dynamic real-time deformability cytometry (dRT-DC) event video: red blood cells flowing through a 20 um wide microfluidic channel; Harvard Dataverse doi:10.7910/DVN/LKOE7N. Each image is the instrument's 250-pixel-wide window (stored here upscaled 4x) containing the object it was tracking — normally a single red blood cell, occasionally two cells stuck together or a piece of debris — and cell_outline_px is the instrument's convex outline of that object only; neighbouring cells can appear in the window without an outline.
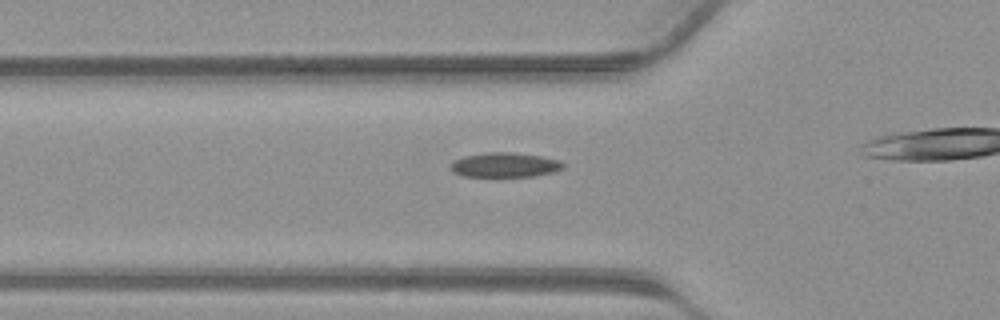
{"species": "common noctule bat (a hibernating species)", "species_latin": "Nyctalus noctula", "temperature_condition": "warm", "stored_images_in_passage": 21, "camera_frame_rate_fps": 3000, "um_per_image_px": 0.085, "animal": {"sex": "male", "body_mass_g": 23.1, "forearm_length_mm": 52.7}, "frame": {"image": 1, "passage_image": 2, "time_ms": 0.333, "image_size_px": [1000, 320], "cell_outline_px": [[564, 168], [552, 172], [532, 176], [464, 176], [452, 172], [448, 164], [464, 156], [484, 152], [512, 152], [540, 156], [560, 160], [564, 164]], "centroid_in_image_um": [42.88, 14.01], "position_along_channel_um": 82.9, "area_um2": 16.13}}
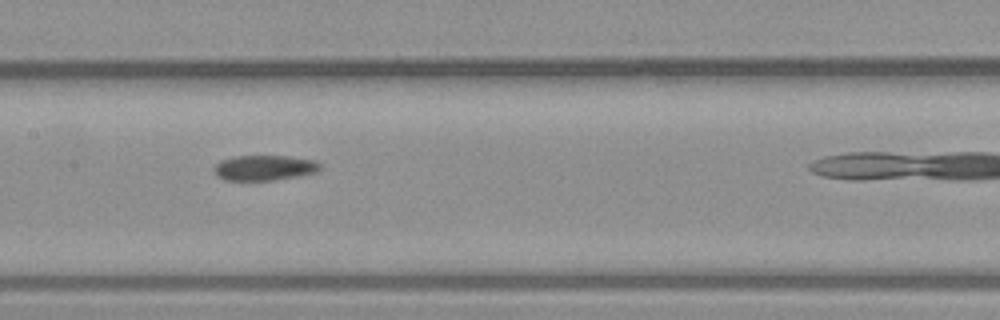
{"frame": {"image": 2, "passage_image": 8, "time_ms": 2.333, "image_size_px": [1000, 320], "cell_outline_px": [[320, 168], [316, 172], [276, 180], [224, 180], [216, 176], [212, 168], [220, 160], [236, 156], [288, 156], [316, 160], [320, 164]], "centroid_in_image_um": [22.43, 14.26], "position_along_channel_um": 185.0, "area_um2": 15.66}}
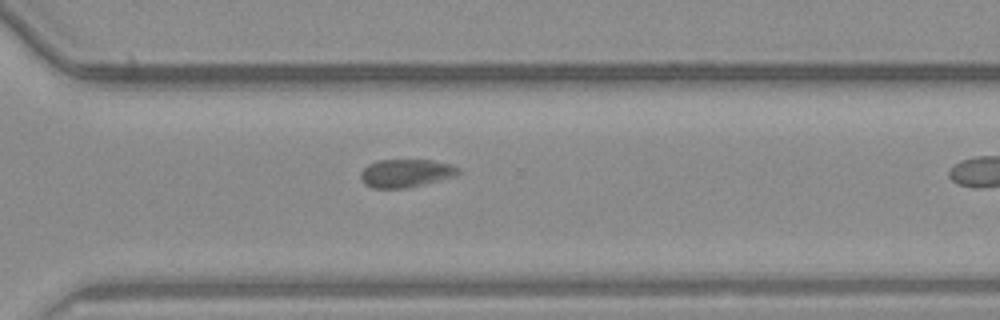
{"frame": {"image": 3, "passage_image": 17, "time_ms": 5.333, "image_size_px": [1000, 320], "cell_outline_px": [[460, 172], [456, 176], [404, 188], [372, 188], [364, 184], [360, 180], [360, 172], [368, 164], [380, 160], [432, 160], [452, 164], [460, 168]], "centroid_in_image_um": [34.48, 14.71], "position_along_channel_um": 336.1, "area_um2": 16.01}}